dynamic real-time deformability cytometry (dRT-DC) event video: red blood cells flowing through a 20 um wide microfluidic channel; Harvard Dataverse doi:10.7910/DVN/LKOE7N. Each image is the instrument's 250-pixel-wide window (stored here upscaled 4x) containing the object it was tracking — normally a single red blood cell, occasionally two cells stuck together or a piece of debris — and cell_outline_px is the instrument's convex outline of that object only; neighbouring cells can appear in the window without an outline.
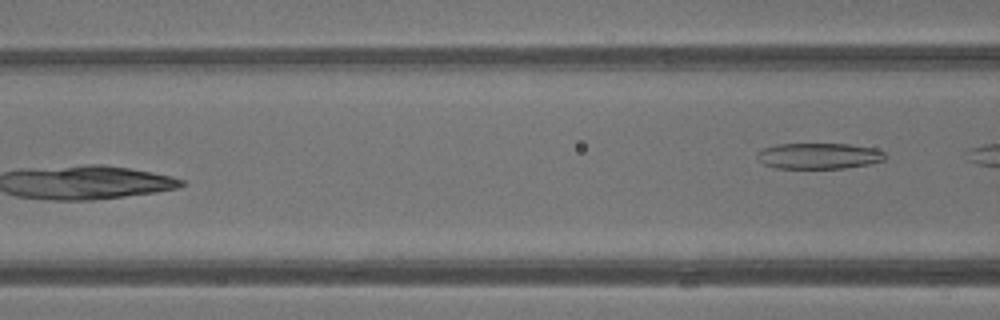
{"species": "common noctule bat (a hibernating species)", "species_latin": "Nyctalus noctula", "temperature_condition": "warm", "stored_images_in_passage": 11, "camera_frame_rate_fps": 3000, "um_per_image_px": 0.085, "animal": {"sex": "male", "body_mass_g": 13.3}, "frame": {"image": 1, "passage_image": 11, "time_ms": 3.333, "image_size_px": [1000, 320], "cell_outline_px": [[888, 156], [884, 160], [872, 164], [844, 168], [776, 168], [764, 164], [756, 156], [756, 152], [764, 148], [776, 144], [848, 144], [876, 148], [884, 152]], "centroid_in_image_um": [69.64, 13.25], "position_along_channel_um": 97.0, "area_um2": 19.48}}